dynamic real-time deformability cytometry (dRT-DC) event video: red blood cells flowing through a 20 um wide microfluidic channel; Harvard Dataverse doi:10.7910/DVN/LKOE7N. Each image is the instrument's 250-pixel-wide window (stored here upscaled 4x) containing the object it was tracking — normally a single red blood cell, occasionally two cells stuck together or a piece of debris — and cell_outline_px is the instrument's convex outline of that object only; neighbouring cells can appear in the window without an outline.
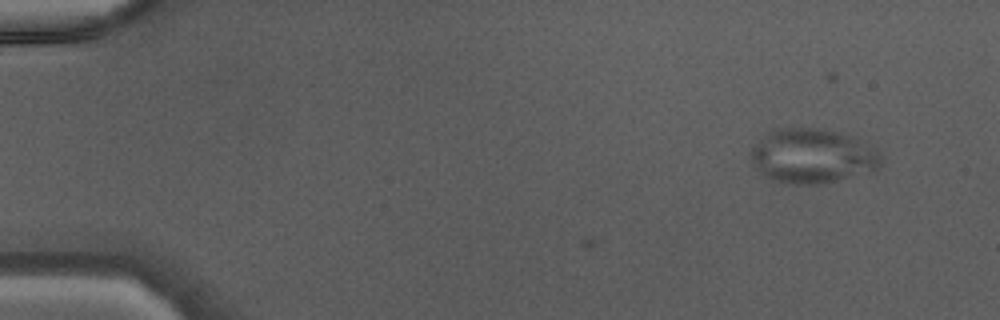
{"species": "Egyptian fruit bat (a non-hibernating species)", "species_latin": "Rousettus aegyptiacus", "temperature_condition": "warm", "stored_images_in_passage": 10, "camera_frame_rate_fps": 3000, "um_per_image_px": 0.085, "animal": {"sex": "male"}, "frame": {"image": 1, "passage_image": 10, "time_ms": 3.0, "image_size_px": [1000, 320], "cell_outline_px": [[880, 168], [820, 184], [796, 184], [776, 180], [760, 172], [752, 164], [752, 144], [772, 132], [780, 128], [816, 128], [836, 132], [848, 136], [856, 140], [880, 156]], "centroid_in_image_um": [68.97, 13.27], "position_along_channel_um": 16.0, "area_um2": 39.77}}